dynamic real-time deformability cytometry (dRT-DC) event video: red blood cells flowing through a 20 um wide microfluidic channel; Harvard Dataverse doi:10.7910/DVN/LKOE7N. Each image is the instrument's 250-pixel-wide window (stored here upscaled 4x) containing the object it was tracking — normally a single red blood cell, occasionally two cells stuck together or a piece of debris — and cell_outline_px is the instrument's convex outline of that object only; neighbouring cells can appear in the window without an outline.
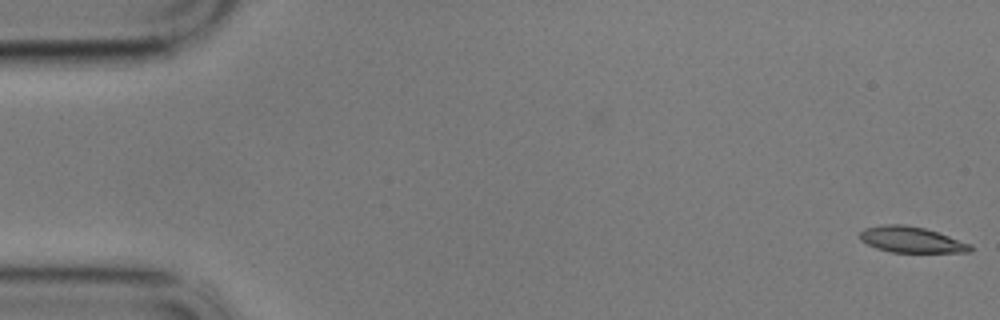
{"species": "common noctule bat (a hibernating species)", "species_latin": "Nyctalus noctula", "temperature_condition": "cold", "stored_images_in_passage": 59, "camera_frame_rate_fps": 3000, "um_per_image_px": 0.085, "animal": {"sex": "male", "body_mass_g": 17.9}, "frame": {"image": 1, "passage_image": 1, "time_ms": 0.0, "image_size_px": [1000, 320], "cell_outline_px": [[972, 252], [892, 252], [876, 248], [860, 240], [860, 232], [864, 228], [880, 224], [904, 224], [924, 228], [972, 244]], "centroid_in_image_um": [77.44, 20.36], "position_along_channel_um": 7.6, "area_um2": 16.65}}
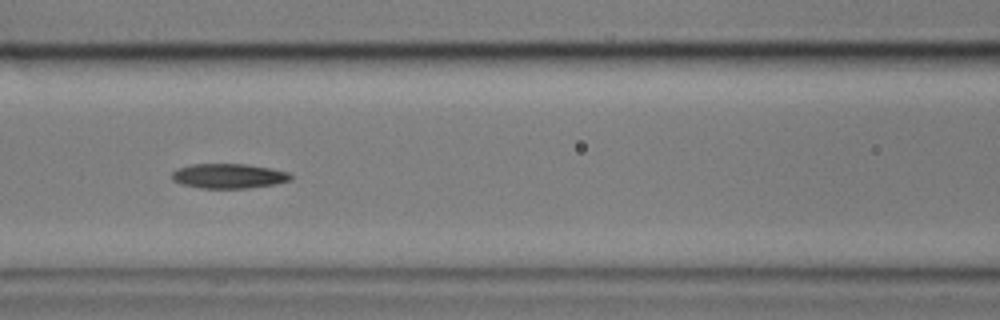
{"frame": {"image": 2, "passage_image": 25, "time_ms": 8.0, "image_size_px": [1000, 320], "cell_outline_px": [[292, 180], [276, 184], [248, 188], [200, 188], [184, 184], [172, 180], [172, 172], [176, 168], [192, 164], [248, 164], [272, 168], [288, 172], [292, 176]], "centroid_in_image_um": [19.46, 14.95], "position_along_channel_um": 147.1, "area_um2": 17.22}}
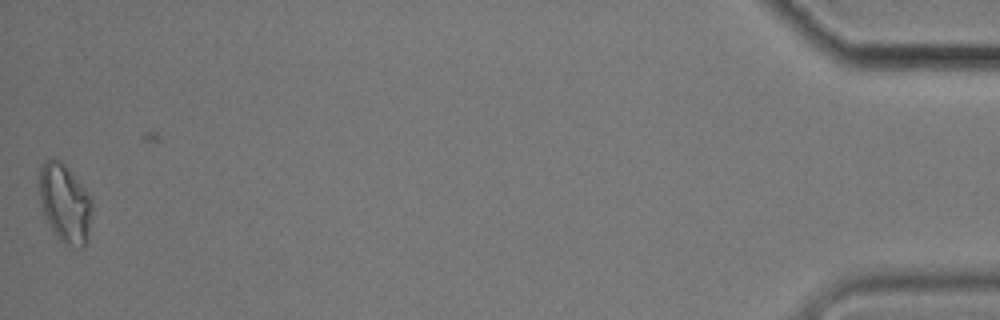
{"frame": {"image": 3, "passage_image": 58, "time_ms": 19.0, "image_size_px": [1000, 320], "cell_outline_px": [[92, 212], [88, 244], [84, 248], [76, 248], [64, 244], [52, 232], [44, 216], [40, 200], [40, 168], [44, 160], [60, 160], [64, 164], [88, 192], [92, 200]], "centroid_in_image_um": [5.55, 17.36], "position_along_channel_um": 429.6, "area_um2": 24.51}}